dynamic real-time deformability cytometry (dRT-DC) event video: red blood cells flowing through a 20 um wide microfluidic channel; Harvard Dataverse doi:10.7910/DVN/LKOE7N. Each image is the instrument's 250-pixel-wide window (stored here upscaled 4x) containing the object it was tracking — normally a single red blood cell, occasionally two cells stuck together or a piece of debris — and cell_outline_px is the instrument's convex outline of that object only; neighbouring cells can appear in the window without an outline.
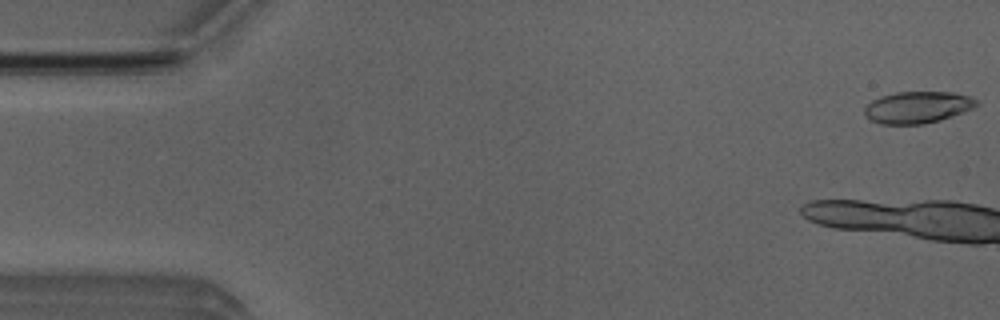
{"species": "Egyptian fruit bat (a non-hibernating species)", "species_latin": "Rousettus aegyptiacus", "temperature_condition": "room temperature", "stored_images_in_passage": 10, "camera_frame_rate_fps": 3000, "um_per_image_px": 0.085, "animal": {"sex": "male"}, "frame": {"image": 1, "passage_image": 1, "time_ms": 0.0, "image_size_px": [1000, 320], "cell_outline_px": [[980, 104], [964, 112], [940, 120], [924, 124], [880, 124], [872, 120], [864, 112], [864, 108], [872, 100], [880, 96], [896, 92], [952, 92], [968, 96], [976, 100]], "centroid_in_image_um": [77.99, 9.12], "position_along_channel_um": 7.0, "area_um2": 20.63}}